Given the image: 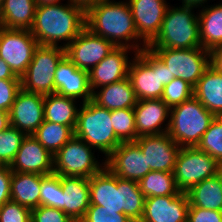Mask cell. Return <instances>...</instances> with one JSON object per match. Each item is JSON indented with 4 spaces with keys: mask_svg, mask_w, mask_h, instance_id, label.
I'll list each match as a JSON object with an SVG mask.
<instances>
[{
    "mask_svg": "<svg viewBox=\"0 0 222 222\" xmlns=\"http://www.w3.org/2000/svg\"><path fill=\"white\" fill-rule=\"evenodd\" d=\"M85 18L86 28L115 46L129 47L135 53L146 48L141 47L142 43H139L143 39L137 33L127 0L126 2L101 0L85 12Z\"/></svg>",
    "mask_w": 222,
    "mask_h": 222,
    "instance_id": "obj_1",
    "label": "cell"
},
{
    "mask_svg": "<svg viewBox=\"0 0 222 222\" xmlns=\"http://www.w3.org/2000/svg\"><path fill=\"white\" fill-rule=\"evenodd\" d=\"M90 204L103 209L123 210L133 222H140L145 196L138 182L115 176L107 167L89 178Z\"/></svg>",
    "mask_w": 222,
    "mask_h": 222,
    "instance_id": "obj_2",
    "label": "cell"
},
{
    "mask_svg": "<svg viewBox=\"0 0 222 222\" xmlns=\"http://www.w3.org/2000/svg\"><path fill=\"white\" fill-rule=\"evenodd\" d=\"M85 27V11L68 1L66 5H37L30 31L39 45L58 46L63 40L65 48Z\"/></svg>",
    "mask_w": 222,
    "mask_h": 222,
    "instance_id": "obj_3",
    "label": "cell"
},
{
    "mask_svg": "<svg viewBox=\"0 0 222 222\" xmlns=\"http://www.w3.org/2000/svg\"><path fill=\"white\" fill-rule=\"evenodd\" d=\"M194 8L196 7L168 5L160 31L147 47L172 49L201 47L199 19L198 14L194 15L192 12Z\"/></svg>",
    "mask_w": 222,
    "mask_h": 222,
    "instance_id": "obj_4",
    "label": "cell"
},
{
    "mask_svg": "<svg viewBox=\"0 0 222 222\" xmlns=\"http://www.w3.org/2000/svg\"><path fill=\"white\" fill-rule=\"evenodd\" d=\"M74 135L90 147H95L107 158L122 142L116 137L111 111L93 100L82 103Z\"/></svg>",
    "mask_w": 222,
    "mask_h": 222,
    "instance_id": "obj_5",
    "label": "cell"
},
{
    "mask_svg": "<svg viewBox=\"0 0 222 222\" xmlns=\"http://www.w3.org/2000/svg\"><path fill=\"white\" fill-rule=\"evenodd\" d=\"M128 69L137 100L160 99L164 87L174 76L161 59L148 47L134 53Z\"/></svg>",
    "mask_w": 222,
    "mask_h": 222,
    "instance_id": "obj_6",
    "label": "cell"
},
{
    "mask_svg": "<svg viewBox=\"0 0 222 222\" xmlns=\"http://www.w3.org/2000/svg\"><path fill=\"white\" fill-rule=\"evenodd\" d=\"M215 116L195 97L170 108L167 133L180 147H195Z\"/></svg>",
    "mask_w": 222,
    "mask_h": 222,
    "instance_id": "obj_7",
    "label": "cell"
},
{
    "mask_svg": "<svg viewBox=\"0 0 222 222\" xmlns=\"http://www.w3.org/2000/svg\"><path fill=\"white\" fill-rule=\"evenodd\" d=\"M65 56V48L38 45L25 74L21 77V88L41 95L55 93L54 77L57 64Z\"/></svg>",
    "mask_w": 222,
    "mask_h": 222,
    "instance_id": "obj_8",
    "label": "cell"
},
{
    "mask_svg": "<svg viewBox=\"0 0 222 222\" xmlns=\"http://www.w3.org/2000/svg\"><path fill=\"white\" fill-rule=\"evenodd\" d=\"M166 65L174 78L196 86L212 63V52L202 47L190 49L150 48Z\"/></svg>",
    "mask_w": 222,
    "mask_h": 222,
    "instance_id": "obj_9",
    "label": "cell"
},
{
    "mask_svg": "<svg viewBox=\"0 0 222 222\" xmlns=\"http://www.w3.org/2000/svg\"><path fill=\"white\" fill-rule=\"evenodd\" d=\"M221 164L206 152L195 147H181L173 171L177 188L188 192L199 182L220 173Z\"/></svg>",
    "mask_w": 222,
    "mask_h": 222,
    "instance_id": "obj_10",
    "label": "cell"
},
{
    "mask_svg": "<svg viewBox=\"0 0 222 222\" xmlns=\"http://www.w3.org/2000/svg\"><path fill=\"white\" fill-rule=\"evenodd\" d=\"M82 139L75 135L54 154L53 173L59 176L90 178L99 173L105 162L100 164L94 153Z\"/></svg>",
    "mask_w": 222,
    "mask_h": 222,
    "instance_id": "obj_11",
    "label": "cell"
},
{
    "mask_svg": "<svg viewBox=\"0 0 222 222\" xmlns=\"http://www.w3.org/2000/svg\"><path fill=\"white\" fill-rule=\"evenodd\" d=\"M38 45L30 30L0 26V57L17 77L21 78L25 74Z\"/></svg>",
    "mask_w": 222,
    "mask_h": 222,
    "instance_id": "obj_12",
    "label": "cell"
},
{
    "mask_svg": "<svg viewBox=\"0 0 222 222\" xmlns=\"http://www.w3.org/2000/svg\"><path fill=\"white\" fill-rule=\"evenodd\" d=\"M116 46L88 28L65 47V56L79 69L90 71Z\"/></svg>",
    "mask_w": 222,
    "mask_h": 222,
    "instance_id": "obj_13",
    "label": "cell"
},
{
    "mask_svg": "<svg viewBox=\"0 0 222 222\" xmlns=\"http://www.w3.org/2000/svg\"><path fill=\"white\" fill-rule=\"evenodd\" d=\"M107 167L115 176L139 182L151 170L135 142H122L107 158Z\"/></svg>",
    "mask_w": 222,
    "mask_h": 222,
    "instance_id": "obj_14",
    "label": "cell"
},
{
    "mask_svg": "<svg viewBox=\"0 0 222 222\" xmlns=\"http://www.w3.org/2000/svg\"><path fill=\"white\" fill-rule=\"evenodd\" d=\"M44 95L23 90L18 91L9 111L10 126L26 135H32L43 123Z\"/></svg>",
    "mask_w": 222,
    "mask_h": 222,
    "instance_id": "obj_15",
    "label": "cell"
},
{
    "mask_svg": "<svg viewBox=\"0 0 222 222\" xmlns=\"http://www.w3.org/2000/svg\"><path fill=\"white\" fill-rule=\"evenodd\" d=\"M142 150L151 171L173 172L180 146L169 134L140 136L134 141Z\"/></svg>",
    "mask_w": 222,
    "mask_h": 222,
    "instance_id": "obj_16",
    "label": "cell"
},
{
    "mask_svg": "<svg viewBox=\"0 0 222 222\" xmlns=\"http://www.w3.org/2000/svg\"><path fill=\"white\" fill-rule=\"evenodd\" d=\"M128 4L142 47H147L160 31L168 4L165 0H129Z\"/></svg>",
    "mask_w": 222,
    "mask_h": 222,
    "instance_id": "obj_17",
    "label": "cell"
},
{
    "mask_svg": "<svg viewBox=\"0 0 222 222\" xmlns=\"http://www.w3.org/2000/svg\"><path fill=\"white\" fill-rule=\"evenodd\" d=\"M188 209L186 193L147 197L140 222H187Z\"/></svg>",
    "mask_w": 222,
    "mask_h": 222,
    "instance_id": "obj_18",
    "label": "cell"
},
{
    "mask_svg": "<svg viewBox=\"0 0 222 222\" xmlns=\"http://www.w3.org/2000/svg\"><path fill=\"white\" fill-rule=\"evenodd\" d=\"M54 155L47 151L32 135H26L10 170L20 173L49 175L53 173Z\"/></svg>",
    "mask_w": 222,
    "mask_h": 222,
    "instance_id": "obj_19",
    "label": "cell"
},
{
    "mask_svg": "<svg viewBox=\"0 0 222 222\" xmlns=\"http://www.w3.org/2000/svg\"><path fill=\"white\" fill-rule=\"evenodd\" d=\"M55 93L79 99L85 103L92 100L88 71L77 68L66 56L57 64L54 77Z\"/></svg>",
    "mask_w": 222,
    "mask_h": 222,
    "instance_id": "obj_20",
    "label": "cell"
},
{
    "mask_svg": "<svg viewBox=\"0 0 222 222\" xmlns=\"http://www.w3.org/2000/svg\"><path fill=\"white\" fill-rule=\"evenodd\" d=\"M129 47L116 46L105 58H103L89 72V83L92 92L99 87L118 82L128 77L130 60Z\"/></svg>",
    "mask_w": 222,
    "mask_h": 222,
    "instance_id": "obj_21",
    "label": "cell"
},
{
    "mask_svg": "<svg viewBox=\"0 0 222 222\" xmlns=\"http://www.w3.org/2000/svg\"><path fill=\"white\" fill-rule=\"evenodd\" d=\"M133 110L138 137L158 135L168 131L170 107L161 98L138 100ZM165 121L168 123L164 124L166 126L163 128L161 125Z\"/></svg>",
    "mask_w": 222,
    "mask_h": 222,
    "instance_id": "obj_22",
    "label": "cell"
},
{
    "mask_svg": "<svg viewBox=\"0 0 222 222\" xmlns=\"http://www.w3.org/2000/svg\"><path fill=\"white\" fill-rule=\"evenodd\" d=\"M62 211L72 220L83 219L90 205L89 178L60 176Z\"/></svg>",
    "mask_w": 222,
    "mask_h": 222,
    "instance_id": "obj_23",
    "label": "cell"
},
{
    "mask_svg": "<svg viewBox=\"0 0 222 222\" xmlns=\"http://www.w3.org/2000/svg\"><path fill=\"white\" fill-rule=\"evenodd\" d=\"M194 96L215 117H222V71L213 63L198 80Z\"/></svg>",
    "mask_w": 222,
    "mask_h": 222,
    "instance_id": "obj_24",
    "label": "cell"
},
{
    "mask_svg": "<svg viewBox=\"0 0 222 222\" xmlns=\"http://www.w3.org/2000/svg\"><path fill=\"white\" fill-rule=\"evenodd\" d=\"M92 100L99 106L110 111L124 108L133 109L138 101L128 77L102 86L98 92H93Z\"/></svg>",
    "mask_w": 222,
    "mask_h": 222,
    "instance_id": "obj_25",
    "label": "cell"
},
{
    "mask_svg": "<svg viewBox=\"0 0 222 222\" xmlns=\"http://www.w3.org/2000/svg\"><path fill=\"white\" fill-rule=\"evenodd\" d=\"M35 0H2L0 4V26L7 29L30 30L34 23Z\"/></svg>",
    "mask_w": 222,
    "mask_h": 222,
    "instance_id": "obj_26",
    "label": "cell"
},
{
    "mask_svg": "<svg viewBox=\"0 0 222 222\" xmlns=\"http://www.w3.org/2000/svg\"><path fill=\"white\" fill-rule=\"evenodd\" d=\"M198 14L201 47L215 51L222 47V3L202 7Z\"/></svg>",
    "mask_w": 222,
    "mask_h": 222,
    "instance_id": "obj_27",
    "label": "cell"
},
{
    "mask_svg": "<svg viewBox=\"0 0 222 222\" xmlns=\"http://www.w3.org/2000/svg\"><path fill=\"white\" fill-rule=\"evenodd\" d=\"M41 175L12 172L11 201L30 209L40 206Z\"/></svg>",
    "mask_w": 222,
    "mask_h": 222,
    "instance_id": "obj_28",
    "label": "cell"
},
{
    "mask_svg": "<svg viewBox=\"0 0 222 222\" xmlns=\"http://www.w3.org/2000/svg\"><path fill=\"white\" fill-rule=\"evenodd\" d=\"M189 206L222 211V175L207 178L186 192Z\"/></svg>",
    "mask_w": 222,
    "mask_h": 222,
    "instance_id": "obj_29",
    "label": "cell"
},
{
    "mask_svg": "<svg viewBox=\"0 0 222 222\" xmlns=\"http://www.w3.org/2000/svg\"><path fill=\"white\" fill-rule=\"evenodd\" d=\"M74 98L52 93L44 98V119L52 123L69 126L73 131L76 128L78 111Z\"/></svg>",
    "mask_w": 222,
    "mask_h": 222,
    "instance_id": "obj_30",
    "label": "cell"
},
{
    "mask_svg": "<svg viewBox=\"0 0 222 222\" xmlns=\"http://www.w3.org/2000/svg\"><path fill=\"white\" fill-rule=\"evenodd\" d=\"M32 136L54 155L74 136V131L69 126L44 120Z\"/></svg>",
    "mask_w": 222,
    "mask_h": 222,
    "instance_id": "obj_31",
    "label": "cell"
},
{
    "mask_svg": "<svg viewBox=\"0 0 222 222\" xmlns=\"http://www.w3.org/2000/svg\"><path fill=\"white\" fill-rule=\"evenodd\" d=\"M138 183L145 198L181 193L177 188L173 172L150 171Z\"/></svg>",
    "mask_w": 222,
    "mask_h": 222,
    "instance_id": "obj_32",
    "label": "cell"
},
{
    "mask_svg": "<svg viewBox=\"0 0 222 222\" xmlns=\"http://www.w3.org/2000/svg\"><path fill=\"white\" fill-rule=\"evenodd\" d=\"M111 120L116 137L121 142H134L138 138L135 127V113L132 108L111 110Z\"/></svg>",
    "mask_w": 222,
    "mask_h": 222,
    "instance_id": "obj_33",
    "label": "cell"
},
{
    "mask_svg": "<svg viewBox=\"0 0 222 222\" xmlns=\"http://www.w3.org/2000/svg\"><path fill=\"white\" fill-rule=\"evenodd\" d=\"M222 164V117H215L196 146Z\"/></svg>",
    "mask_w": 222,
    "mask_h": 222,
    "instance_id": "obj_34",
    "label": "cell"
},
{
    "mask_svg": "<svg viewBox=\"0 0 222 222\" xmlns=\"http://www.w3.org/2000/svg\"><path fill=\"white\" fill-rule=\"evenodd\" d=\"M62 195L64 194L59 175H41L40 205L62 210Z\"/></svg>",
    "mask_w": 222,
    "mask_h": 222,
    "instance_id": "obj_35",
    "label": "cell"
},
{
    "mask_svg": "<svg viewBox=\"0 0 222 222\" xmlns=\"http://www.w3.org/2000/svg\"><path fill=\"white\" fill-rule=\"evenodd\" d=\"M25 136V133L12 126L0 132V164L10 166Z\"/></svg>",
    "mask_w": 222,
    "mask_h": 222,
    "instance_id": "obj_36",
    "label": "cell"
},
{
    "mask_svg": "<svg viewBox=\"0 0 222 222\" xmlns=\"http://www.w3.org/2000/svg\"><path fill=\"white\" fill-rule=\"evenodd\" d=\"M193 96L194 87L183 79L177 77L165 85L161 99L172 108Z\"/></svg>",
    "mask_w": 222,
    "mask_h": 222,
    "instance_id": "obj_37",
    "label": "cell"
},
{
    "mask_svg": "<svg viewBox=\"0 0 222 222\" xmlns=\"http://www.w3.org/2000/svg\"><path fill=\"white\" fill-rule=\"evenodd\" d=\"M84 222H133L123 210L103 209V206L90 204L84 218Z\"/></svg>",
    "mask_w": 222,
    "mask_h": 222,
    "instance_id": "obj_38",
    "label": "cell"
},
{
    "mask_svg": "<svg viewBox=\"0 0 222 222\" xmlns=\"http://www.w3.org/2000/svg\"><path fill=\"white\" fill-rule=\"evenodd\" d=\"M0 222H31V209L10 200L0 206Z\"/></svg>",
    "mask_w": 222,
    "mask_h": 222,
    "instance_id": "obj_39",
    "label": "cell"
},
{
    "mask_svg": "<svg viewBox=\"0 0 222 222\" xmlns=\"http://www.w3.org/2000/svg\"><path fill=\"white\" fill-rule=\"evenodd\" d=\"M72 219L61 209L40 205L31 209V222H71Z\"/></svg>",
    "mask_w": 222,
    "mask_h": 222,
    "instance_id": "obj_40",
    "label": "cell"
},
{
    "mask_svg": "<svg viewBox=\"0 0 222 222\" xmlns=\"http://www.w3.org/2000/svg\"><path fill=\"white\" fill-rule=\"evenodd\" d=\"M20 89L21 79H0V110L10 111Z\"/></svg>",
    "mask_w": 222,
    "mask_h": 222,
    "instance_id": "obj_41",
    "label": "cell"
},
{
    "mask_svg": "<svg viewBox=\"0 0 222 222\" xmlns=\"http://www.w3.org/2000/svg\"><path fill=\"white\" fill-rule=\"evenodd\" d=\"M187 222H222V211L189 206Z\"/></svg>",
    "mask_w": 222,
    "mask_h": 222,
    "instance_id": "obj_42",
    "label": "cell"
},
{
    "mask_svg": "<svg viewBox=\"0 0 222 222\" xmlns=\"http://www.w3.org/2000/svg\"><path fill=\"white\" fill-rule=\"evenodd\" d=\"M11 178L10 167L0 164V206L11 200Z\"/></svg>",
    "mask_w": 222,
    "mask_h": 222,
    "instance_id": "obj_43",
    "label": "cell"
},
{
    "mask_svg": "<svg viewBox=\"0 0 222 222\" xmlns=\"http://www.w3.org/2000/svg\"><path fill=\"white\" fill-rule=\"evenodd\" d=\"M0 79H21L17 77L10 66L0 57Z\"/></svg>",
    "mask_w": 222,
    "mask_h": 222,
    "instance_id": "obj_44",
    "label": "cell"
},
{
    "mask_svg": "<svg viewBox=\"0 0 222 222\" xmlns=\"http://www.w3.org/2000/svg\"><path fill=\"white\" fill-rule=\"evenodd\" d=\"M73 5L80 7L85 12L90 9L91 7L95 6L101 0H68Z\"/></svg>",
    "mask_w": 222,
    "mask_h": 222,
    "instance_id": "obj_45",
    "label": "cell"
},
{
    "mask_svg": "<svg viewBox=\"0 0 222 222\" xmlns=\"http://www.w3.org/2000/svg\"><path fill=\"white\" fill-rule=\"evenodd\" d=\"M212 63L222 71V47L212 52Z\"/></svg>",
    "mask_w": 222,
    "mask_h": 222,
    "instance_id": "obj_46",
    "label": "cell"
},
{
    "mask_svg": "<svg viewBox=\"0 0 222 222\" xmlns=\"http://www.w3.org/2000/svg\"><path fill=\"white\" fill-rule=\"evenodd\" d=\"M10 126L9 112L0 110V132Z\"/></svg>",
    "mask_w": 222,
    "mask_h": 222,
    "instance_id": "obj_47",
    "label": "cell"
},
{
    "mask_svg": "<svg viewBox=\"0 0 222 222\" xmlns=\"http://www.w3.org/2000/svg\"><path fill=\"white\" fill-rule=\"evenodd\" d=\"M207 2V0H182V5H187V6H194L196 8L203 7L204 3Z\"/></svg>",
    "mask_w": 222,
    "mask_h": 222,
    "instance_id": "obj_48",
    "label": "cell"
},
{
    "mask_svg": "<svg viewBox=\"0 0 222 222\" xmlns=\"http://www.w3.org/2000/svg\"><path fill=\"white\" fill-rule=\"evenodd\" d=\"M37 5L56 4L60 3V0H35Z\"/></svg>",
    "mask_w": 222,
    "mask_h": 222,
    "instance_id": "obj_49",
    "label": "cell"
},
{
    "mask_svg": "<svg viewBox=\"0 0 222 222\" xmlns=\"http://www.w3.org/2000/svg\"><path fill=\"white\" fill-rule=\"evenodd\" d=\"M71 222H84L82 219L72 220Z\"/></svg>",
    "mask_w": 222,
    "mask_h": 222,
    "instance_id": "obj_50",
    "label": "cell"
},
{
    "mask_svg": "<svg viewBox=\"0 0 222 222\" xmlns=\"http://www.w3.org/2000/svg\"><path fill=\"white\" fill-rule=\"evenodd\" d=\"M220 173H221V175H222V164H221V167H220Z\"/></svg>",
    "mask_w": 222,
    "mask_h": 222,
    "instance_id": "obj_51",
    "label": "cell"
}]
</instances>
